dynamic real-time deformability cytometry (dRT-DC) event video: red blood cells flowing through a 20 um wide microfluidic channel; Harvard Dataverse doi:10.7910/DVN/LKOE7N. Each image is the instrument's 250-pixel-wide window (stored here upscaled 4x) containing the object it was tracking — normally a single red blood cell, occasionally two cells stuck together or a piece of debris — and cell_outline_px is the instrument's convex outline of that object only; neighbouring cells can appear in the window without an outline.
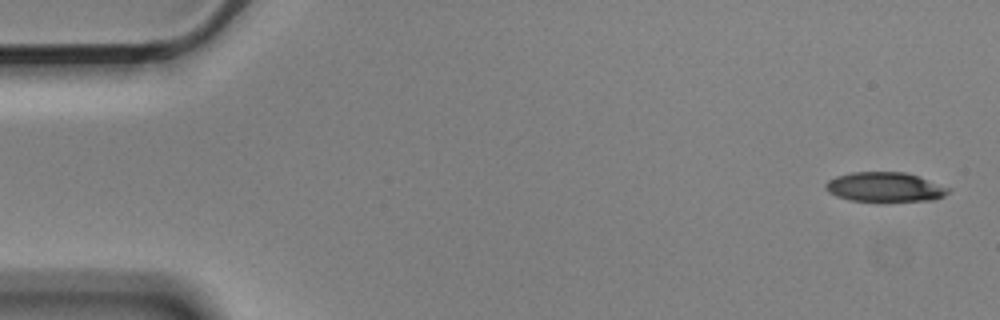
{"species": "Egyptian fruit bat (a non-hibernating species)", "species_latin": "Rousettus aegyptiacus", "temperature_condition": "cold", "stored_images_in_passage": 6, "camera_frame_rate_fps": 3000, "um_per_image_px": 0.085, "animal": {"sex": "male"}, "frame": {"image": 1, "passage_image": 1, "time_ms": 0.0, "image_size_px": [1000, 320], "cell_outline_px": [[952, 188], [944, 196], [932, 200], [848, 200], [836, 196], [828, 192], [824, 188], [824, 184], [828, 180], [836, 176], [852, 172], [904, 172]], "centroid_in_image_um": [75.17, 15.88], "position_along_channel_um": 9.8, "area_um2": 20.81}}
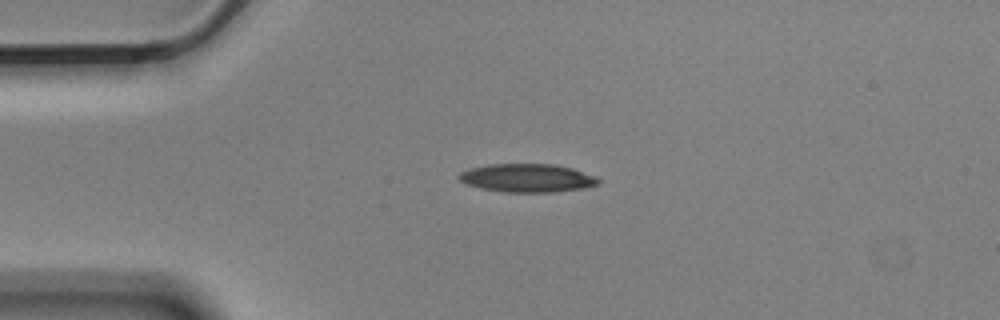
{"frame": {"image": 2, "passage_image": 4, "time_ms": 1.0, "image_size_px": [1000, 320], "cell_outline_px": [[600, 184], [584, 188], [556, 192], [504, 192], [480, 188], [468, 184], [460, 180], [456, 176], [460, 172], [472, 168], [488, 164], [556, 164], [572, 168], [596, 176], [600, 180]], "centroid_in_image_um": [44.85, 15.13], "position_along_channel_um": 40.2, "area_um2": 23.12}}
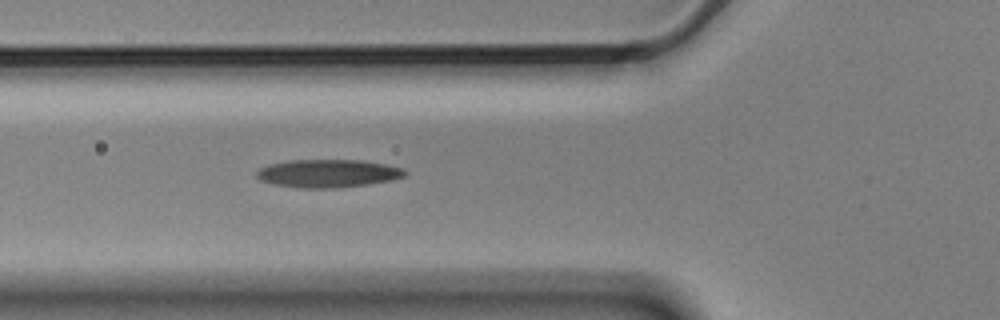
{"frame": {"image": 3, "passage_image": 6, "time_ms": 1.667, "image_size_px": [1000, 320], "cell_outline_px": [[408, 172], [404, 176], [392, 180], [336, 188], [304, 188], [276, 184], [260, 180], [256, 176], [256, 172], [260, 168], [268, 164], [288, 160], [364, 160], [388, 164], [404, 168]], "centroid_in_image_um": [27.9, 14.72], "position_along_channel_um": 97.9, "area_um2": 24.22}}